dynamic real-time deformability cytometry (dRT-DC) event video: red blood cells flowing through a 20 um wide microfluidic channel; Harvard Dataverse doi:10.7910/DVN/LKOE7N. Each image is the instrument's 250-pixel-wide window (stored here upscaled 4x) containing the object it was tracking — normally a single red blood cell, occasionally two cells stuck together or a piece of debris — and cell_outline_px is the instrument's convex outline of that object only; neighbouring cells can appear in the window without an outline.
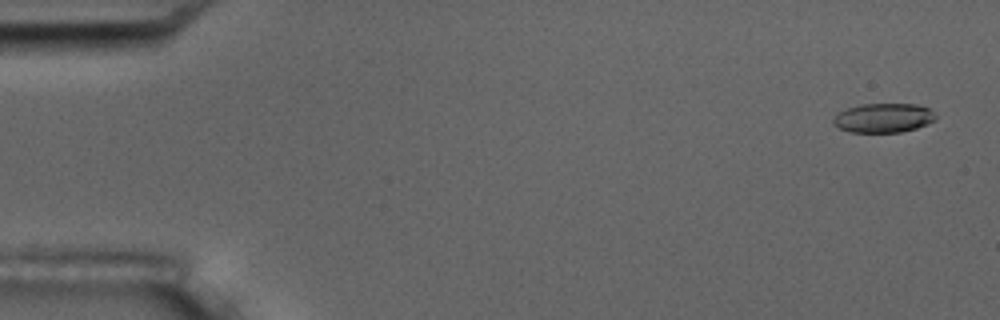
{"species": "common noctule bat (a hibernating species)", "species_latin": "Nyctalus noctula", "temperature_condition": "room temperature", "stored_images_in_passage": 9, "camera_frame_rate_fps": 3000, "um_per_image_px": 0.085, "animal": {"sex": "male", "body_mass_g": 17.5, "forearm_length_mm": 52.3}, "frame": {"image": 1, "passage_image": 1, "time_ms": 0.0, "image_size_px": [1000, 320], "cell_outline_px": [[936, 120], [928, 124], [916, 128], [900, 132], [848, 132], [832, 124], [832, 120], [840, 112], [848, 108], [860, 104], [916, 104], [928, 108], [936, 112]], "centroid_in_image_um": [75.12, 10.02], "position_along_channel_um": 9.9, "area_um2": 17.51}}
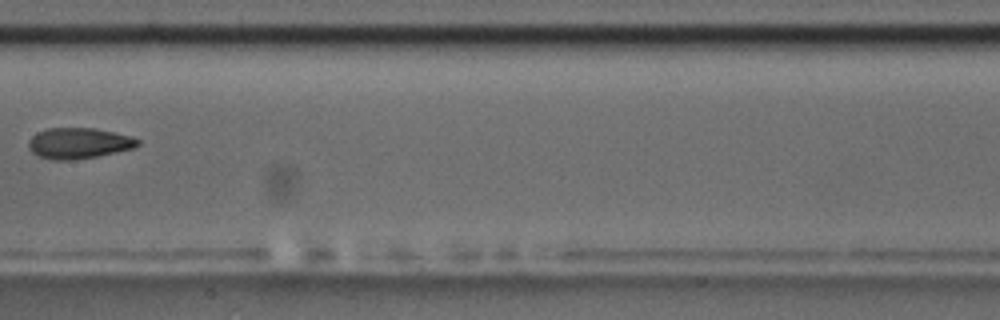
{"frame": {"image": 2, "passage_image": 8, "time_ms": 9.0, "image_size_px": [1000, 320], "cell_outline_px": [[140, 144], [132, 148], [116, 152], [96, 156], [72, 160], [52, 160], [40, 156], [32, 152], [28, 148], [28, 140], [36, 132], [48, 128], [96, 128], [132, 136], [140, 140]], "centroid_in_image_um": [6.68, 12.16], "position_along_channel_um": 200.7, "area_um2": 19.65}}
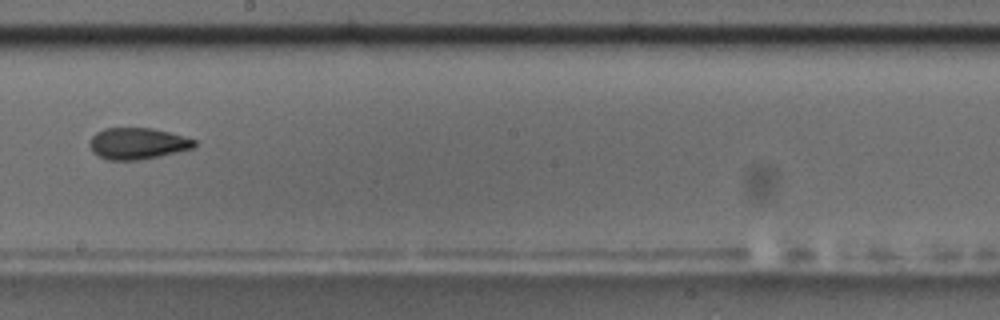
{"frame": {"image": 3, "passage_image": 9, "time_ms": 10.0, "image_size_px": [1000, 320], "cell_outline_px": [[196, 148], [160, 156], [140, 160], [108, 160], [92, 152], [88, 144], [88, 140], [96, 132], [104, 128], [152, 128], [184, 136], [196, 140]], "centroid_in_image_um": [11.68, 12.2], "position_along_channel_um": 236.5, "area_um2": 19.42}}